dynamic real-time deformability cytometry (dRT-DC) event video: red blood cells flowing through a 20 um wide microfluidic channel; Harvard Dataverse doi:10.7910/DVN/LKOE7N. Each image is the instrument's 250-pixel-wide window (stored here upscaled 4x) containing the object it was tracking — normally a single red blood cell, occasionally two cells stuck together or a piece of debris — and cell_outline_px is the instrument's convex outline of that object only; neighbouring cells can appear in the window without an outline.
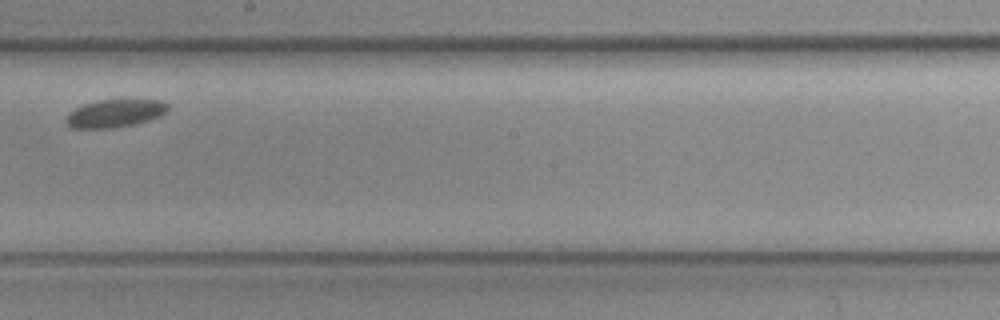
{"species": "common noctule bat (a hibernating species)", "species_latin": "Nyctalus noctula", "temperature_condition": "cold", "stored_images_in_passage": 7, "camera_frame_rate_fps": 3000, "um_per_image_px": 0.085, "animal": {"sex": "female", "body_mass_g": 19.3, "forearm_length_mm": 54.1}, "frame": {"image": 1, "passage_image": 7, "time_ms": 2.0, "image_size_px": [1000, 320], "cell_outline_px": [[168, 112], [160, 116], [136, 124], [112, 128], [72, 128], [68, 124], [68, 112], [84, 104], [96, 100], [160, 100], [168, 104]], "centroid_in_image_um": [9.81, 9.63], "position_along_channel_um": 238.4, "area_um2": 16.42}}